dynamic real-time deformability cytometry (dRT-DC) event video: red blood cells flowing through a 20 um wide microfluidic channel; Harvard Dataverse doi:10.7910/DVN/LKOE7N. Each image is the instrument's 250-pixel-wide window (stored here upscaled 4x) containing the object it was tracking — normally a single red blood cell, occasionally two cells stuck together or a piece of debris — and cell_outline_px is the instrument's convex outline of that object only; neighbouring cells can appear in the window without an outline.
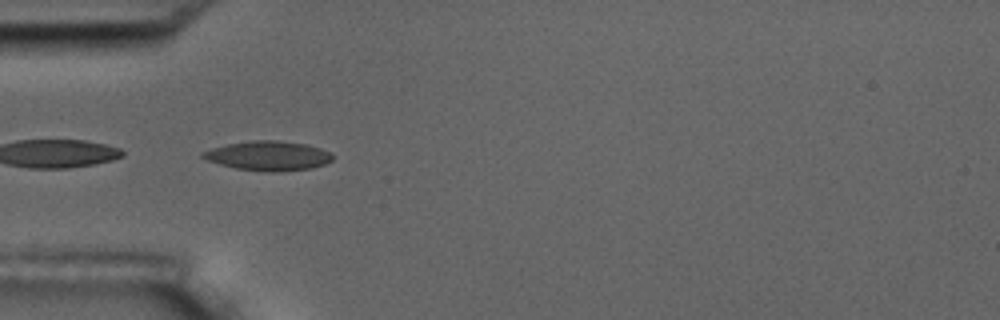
{"species": "common noctule bat (a hibernating species)", "species_latin": "Nyctalus noctula", "temperature_condition": "room temperature", "stored_images_in_passage": 47, "camera_frame_rate_fps": 3000, "um_per_image_px": 0.085, "animal": {"sex": "male", "body_mass_g": 17.5, "forearm_length_mm": 52.3}, "frame": {"image": 1, "passage_image": 9, "time_ms": 2.667, "image_size_px": [1000, 320], "cell_outline_px": [[332, 160], [324, 164], [312, 168], [272, 172], [268, 172], [236, 168], [220, 164], [208, 160], [200, 156], [200, 152], [212, 148], [228, 144], [252, 140], [276, 140], [304, 144], [320, 148], [332, 152]], "centroid_in_image_um": [22.8, 13.24], "position_along_channel_um": 62.2, "area_um2": 22.14}}
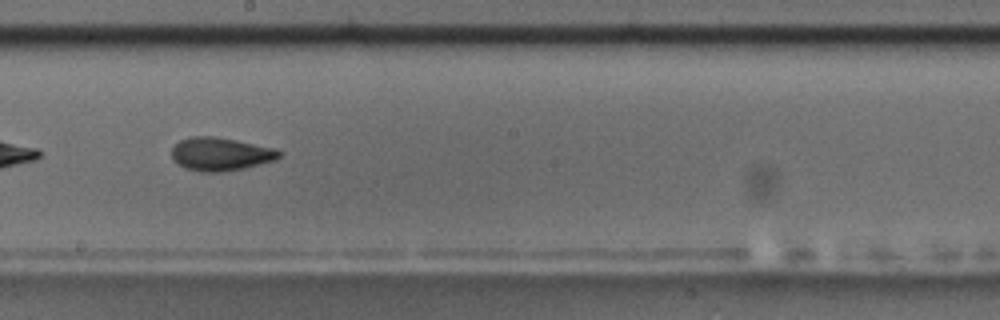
{"frame": {"image": 2, "passage_image": 23, "time_ms": 7.333, "image_size_px": [1000, 320], "cell_outline_px": [[280, 156], [276, 160], [244, 168], [220, 172], [200, 172], [184, 168], [176, 164], [172, 160], [172, 148], [180, 140], [192, 136], [212, 136], [272, 148], [280, 152]], "centroid_in_image_um": [18.67, 13.12], "position_along_channel_um": 229.5, "area_um2": 20.58}}
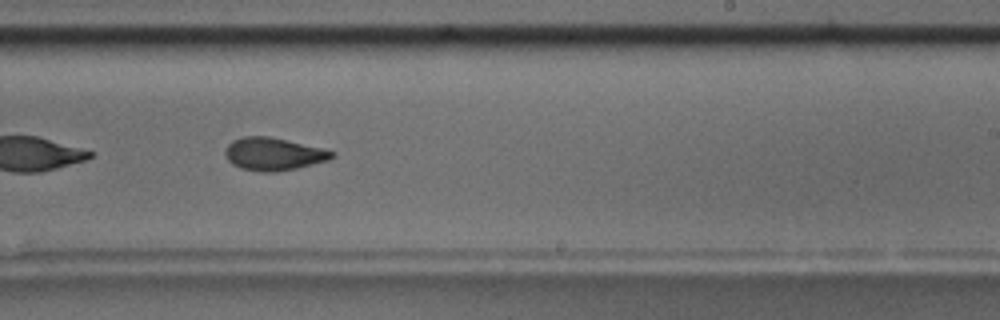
{"frame": {"image": 3, "passage_image": 26, "time_ms": 8.333, "image_size_px": [1000, 320], "cell_outline_px": [[336, 156], [328, 160], [296, 168], [276, 172], [260, 172], [240, 168], [232, 164], [228, 160], [224, 152], [224, 148], [232, 140], [240, 136], [268, 136], [324, 148], [336, 152]], "centroid_in_image_um": [23.23, 13.08], "position_along_channel_um": 265.8, "area_um2": 20.58}, "authors_computed_cell_mechanics": {"area_um2": 20.6924, "velocity_mm_per_s": 3.6273, "shape_relaxation_time_tau1_ms": 9.4717, "shape_relaxation_time_tau2_ms": 2.5405, "deformation_change_tau1": 0.2047, "deformation_change_tau2": 0.0925}}